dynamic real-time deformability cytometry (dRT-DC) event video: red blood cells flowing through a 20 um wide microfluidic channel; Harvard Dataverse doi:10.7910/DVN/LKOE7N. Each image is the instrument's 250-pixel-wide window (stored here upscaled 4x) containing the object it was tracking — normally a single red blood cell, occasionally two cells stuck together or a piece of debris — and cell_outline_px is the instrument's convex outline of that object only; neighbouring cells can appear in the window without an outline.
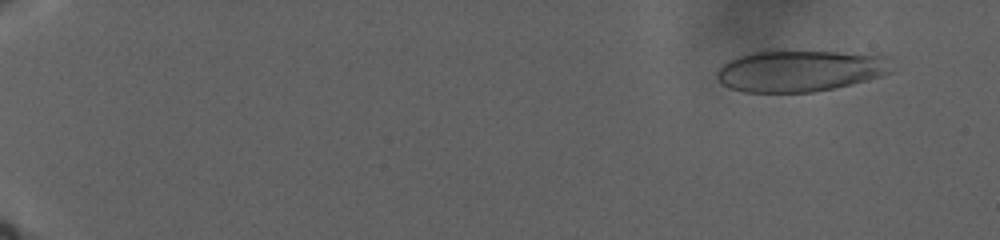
{"species": "human", "species_latin": "Homo sapiens", "temperature_condition": "warm", "stored_images_in_passage": 70, "camera_frame_rate_fps": 3000, "um_per_image_px": 0.085, "donor": {"sex": "male"}, "frame": {"image": 1, "passage_image": 6, "time_ms": 3.0, "image_size_px": [1000, 240], "cell_outline_px": [[892, 72], [868, 80], [836, 88], [812, 92], [744, 92], [728, 88], [720, 84], [716, 76], [716, 72], [728, 60], [752, 52], [768, 48], [876, 52], [884, 56], [892, 68]], "centroid_in_image_um": [68.03, 5.96], "position_along_channel_um": 17.0, "area_um2": 44.16}}
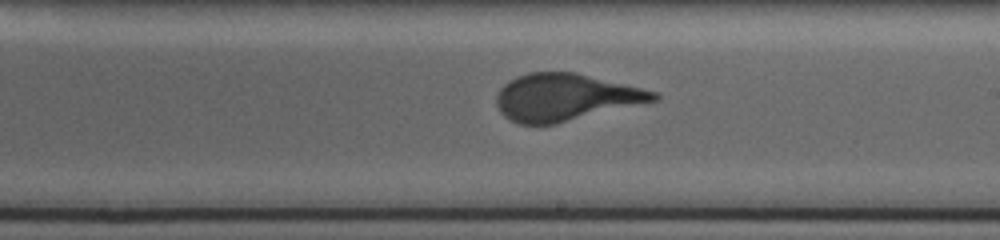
{"frame": {"image": 2, "passage_image": 43, "time_ms": 25.0, "image_size_px": [1000, 240], "cell_outline_px": [[660, 100], [556, 124], [520, 124], [504, 116], [500, 112], [496, 104], [496, 96], [500, 88], [508, 80], [516, 76], [528, 72], [576, 72], [660, 92]], "centroid_in_image_um": [48.09, 8.26], "position_along_channel_um": 240.9, "area_um2": 43.52}}
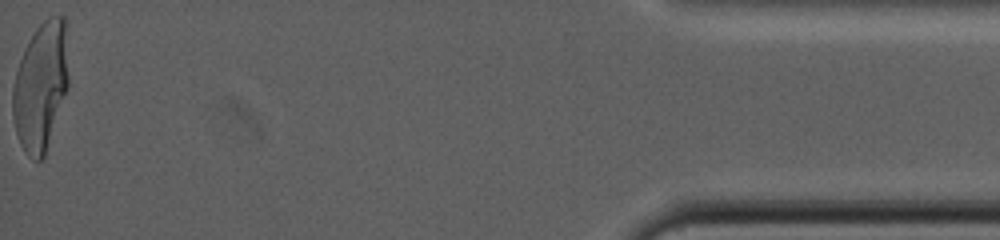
{"frame": {"image": 3, "passage_image": 70, "time_ms": 39.0, "image_size_px": [1000, 240], "cell_outline_px": [[68, 88], [44, 156], [40, 160], [32, 160], [24, 152], [20, 144], [16, 132], [12, 116], [12, 88], [16, 72], [24, 48], [36, 28], [48, 16], [64, 16], [68, 76]], "centroid_in_image_um": [3.44, 7.36], "position_along_channel_um": 431.8, "area_um2": 41.67}}